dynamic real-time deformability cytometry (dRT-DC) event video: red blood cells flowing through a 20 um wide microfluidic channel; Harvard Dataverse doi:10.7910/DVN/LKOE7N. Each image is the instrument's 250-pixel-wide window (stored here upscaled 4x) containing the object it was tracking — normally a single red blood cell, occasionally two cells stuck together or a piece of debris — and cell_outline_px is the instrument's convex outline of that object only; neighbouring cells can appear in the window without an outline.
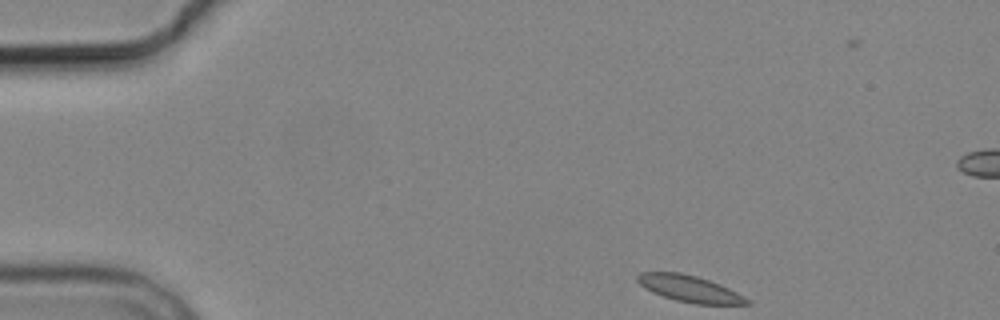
{"species": "common noctule bat (a hibernating species)", "species_latin": "Nyctalus noctula", "temperature_condition": "cold", "stored_images_in_passage": 4, "camera_frame_rate_fps": 3000, "um_per_image_px": 0.085, "animal": {"sex": "male", "body_mass_g": 19.2, "forearm_length_mm": 51.8}, "frame": {"image": 1, "passage_image": 1, "time_ms": 0.0, "image_size_px": [1000, 320], "cell_outline_px": [[752, 304], [696, 304], [676, 300], [652, 292], [644, 288], [636, 280], [636, 276], [640, 272], [680, 272], [696, 276], [720, 284], [744, 296]], "centroid_in_image_um": [58.58, 24.53], "position_along_channel_um": 26.4, "area_um2": 16.76}}
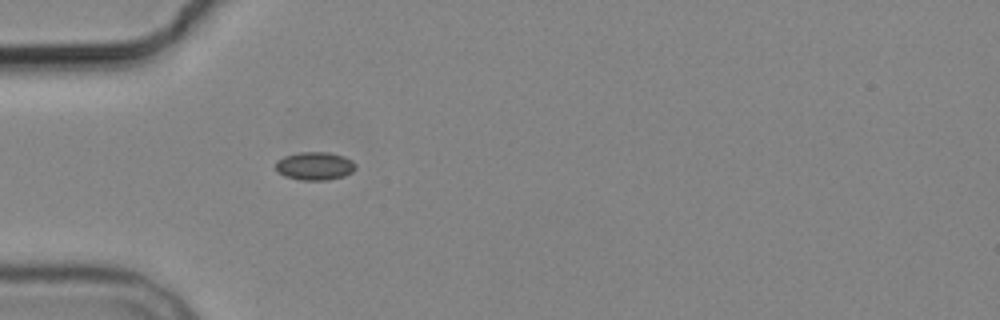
{"frame": {"image": 2, "passage_image": 4, "time_ms": 6.667, "image_size_px": [1000, 320], "cell_outline_px": [[356, 168], [352, 172], [344, 176], [328, 180], [300, 180], [284, 176], [276, 168], [276, 160], [284, 156], [300, 152], [328, 152], [344, 156], [352, 160], [356, 164]], "centroid_in_image_um": [26.78, 14.11], "position_along_channel_um": 58.2, "area_um2": 13.18}}